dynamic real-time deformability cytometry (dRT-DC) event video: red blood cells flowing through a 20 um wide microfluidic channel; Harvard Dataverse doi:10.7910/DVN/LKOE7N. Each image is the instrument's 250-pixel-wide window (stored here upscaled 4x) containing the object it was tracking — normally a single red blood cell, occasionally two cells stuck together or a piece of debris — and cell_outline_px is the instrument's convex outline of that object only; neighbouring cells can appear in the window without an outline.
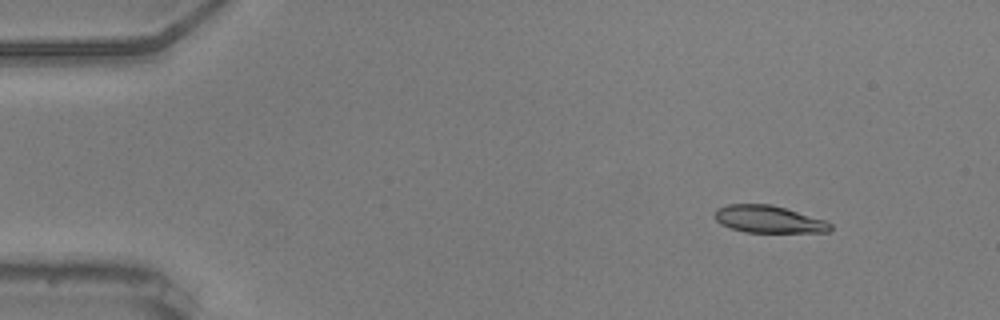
{"species": "common noctule bat (a hibernating species)", "species_latin": "Nyctalus noctula", "temperature_condition": "warm", "stored_images_in_passage": 50, "camera_frame_rate_fps": 3000, "um_per_image_px": 0.085, "animal": {"sex": "male", "body_mass_g": 20.5, "forearm_length_mm": 52.5}, "frame": {"image": 1, "passage_image": 1, "time_ms": 0.0, "image_size_px": [1000, 320], "cell_outline_px": [[832, 228], [828, 232], [744, 232], [720, 224], [716, 220], [716, 208], [728, 204], [772, 204], [824, 220], [832, 224]], "centroid_in_image_um": [65.32, 18.63], "position_along_channel_um": 19.7, "area_um2": 18.21}}
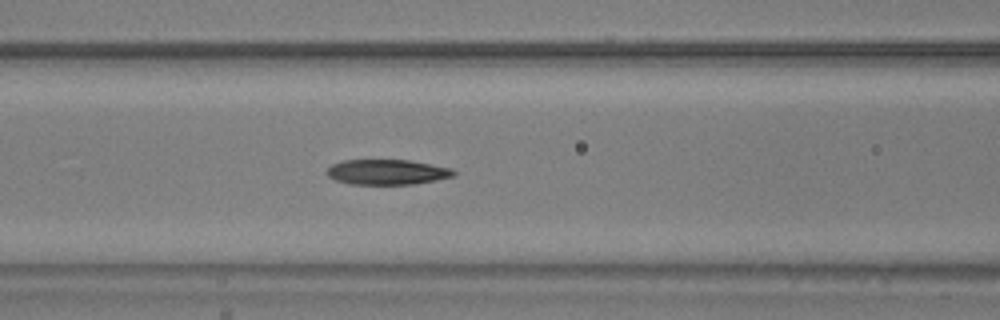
{"frame": {"image": 2, "passage_image": 18, "time_ms": 5.667, "image_size_px": [1000, 320], "cell_outline_px": [[456, 172], [452, 176], [436, 180], [412, 184], [352, 184], [336, 180], [328, 176], [324, 172], [332, 164], [344, 160], [408, 160], [452, 168]], "centroid_in_image_um": [32.87, 14.62], "position_along_channel_um": 133.7, "area_um2": 18.5}}
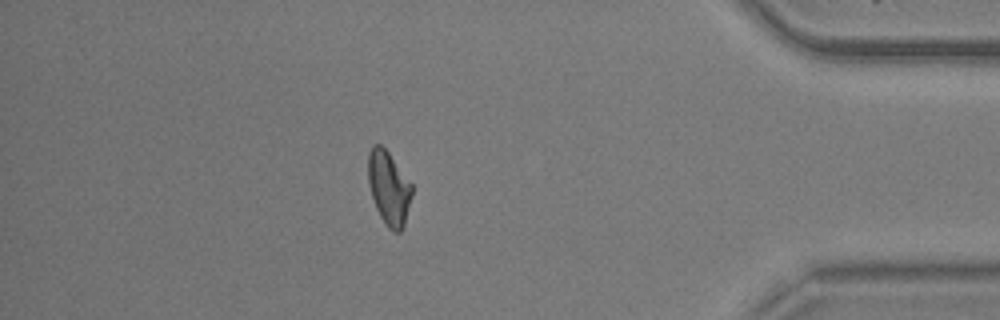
{"frame": {"image": 3, "passage_image": 43, "time_ms": 14.0, "image_size_px": [1000, 320], "cell_outline_px": [[412, 196], [404, 224], [400, 232], [392, 232], [384, 224], [376, 208], [368, 184], [368, 152], [372, 144], [380, 144], [388, 152], [412, 184]], "centroid_in_image_um": [33.03, 15.98], "position_along_channel_um": 402.2, "area_um2": 18.84}, "authors_computed_cell_mechanics": {"area_um2": 19.1607, "velocity_mm_per_s": 3.6825, "shape_relaxation_time_tau1_ms": 5.2227, "shape_relaxation_time_tau2_ms": 3.0007, "deformation_change_tau1": 0.1721, "deformation_change_tau2": 0.1007}}